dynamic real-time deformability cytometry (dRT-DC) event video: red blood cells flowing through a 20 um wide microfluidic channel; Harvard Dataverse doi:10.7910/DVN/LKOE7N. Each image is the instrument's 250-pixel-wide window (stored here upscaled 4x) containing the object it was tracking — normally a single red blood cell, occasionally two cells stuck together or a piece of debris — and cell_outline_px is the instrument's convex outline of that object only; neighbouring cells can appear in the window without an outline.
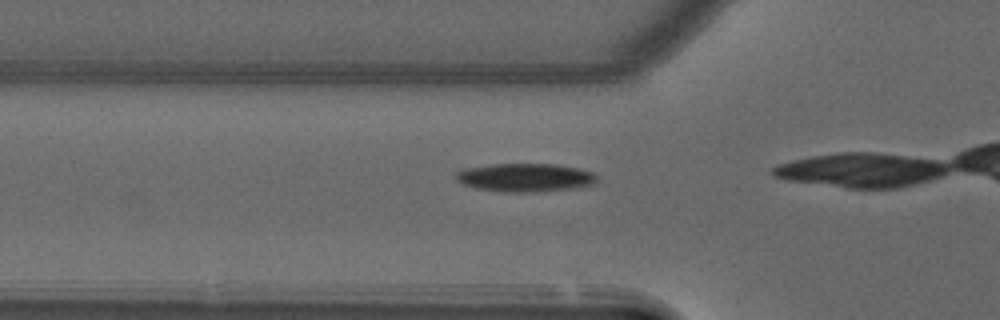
{"species": "common noctule bat (a hibernating species)", "species_latin": "Nyctalus noctula", "temperature_condition": "warm", "stored_images_in_passage": 8, "camera_frame_rate_fps": 3000, "um_per_image_px": 0.085, "animal": {"sex": "male", "forearm_length_mm": 52.5}, "frame": {"image": 1, "passage_image": 6, "time_ms": 1.667, "image_size_px": [1000, 320], "cell_outline_px": [[596, 184], [576, 188], [532, 192], [504, 192], [476, 188], [464, 184], [456, 180], [456, 172], [464, 168], [492, 164], [552, 164], [580, 168], [592, 172], [596, 176]], "centroid_in_image_um": [44.65, 15.09], "position_along_channel_um": 81.1, "area_um2": 23.35}}